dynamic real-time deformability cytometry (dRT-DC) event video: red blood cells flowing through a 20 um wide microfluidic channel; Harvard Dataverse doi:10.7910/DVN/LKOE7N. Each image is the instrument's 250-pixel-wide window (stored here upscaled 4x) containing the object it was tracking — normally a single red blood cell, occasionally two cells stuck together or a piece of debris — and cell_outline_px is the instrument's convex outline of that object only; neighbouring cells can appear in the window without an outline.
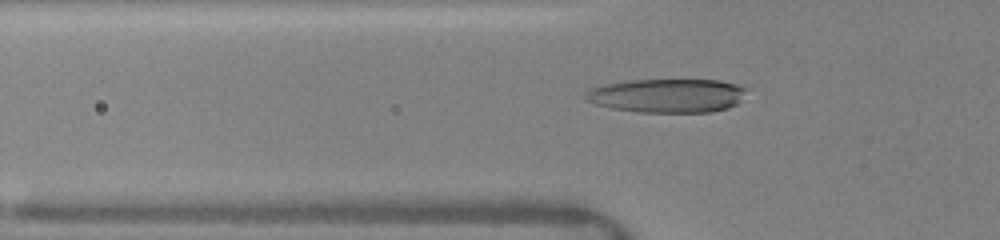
{"species": "human", "species_latin": "Homo sapiens", "temperature_condition": "warm", "stored_images_in_passage": 12, "camera_frame_rate_fps": 3000, "um_per_image_px": 0.085, "donor": {"sex": "female"}, "frame": {"image": 1, "passage_image": 7, "time_ms": 3.0, "image_size_px": [1000, 240], "cell_outline_px": [[752, 88], [736, 104], [728, 108], [712, 112], [636, 112], [612, 108], [596, 104], [584, 100], [584, 92], [588, 88], [604, 84], [632, 80], [720, 80]], "centroid_in_image_um": [56.73, 8.12], "position_along_channel_um": 69.1, "area_um2": 32.19}}
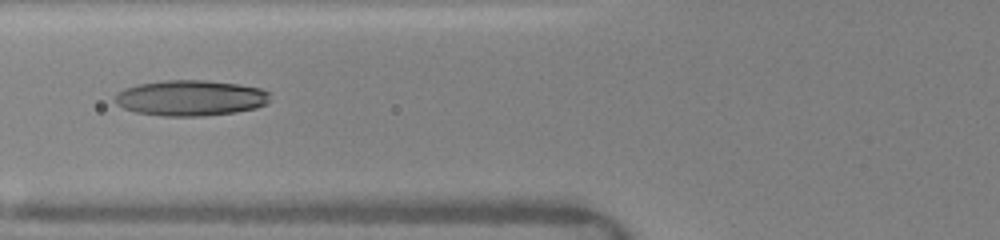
{"frame": {"image": 2, "passage_image": 9, "time_ms": 4.0, "image_size_px": [1000, 240], "cell_outline_px": [[268, 104], [256, 108], [236, 112], [204, 116], [164, 116], [136, 112], [124, 108], [116, 104], [112, 100], [116, 92], [124, 88], [136, 84], [164, 80], [208, 80], [240, 84], [260, 88], [268, 92]], "centroid_in_image_um": [16.16, 8.32], "position_along_channel_um": 109.6, "area_um2": 32.6}}
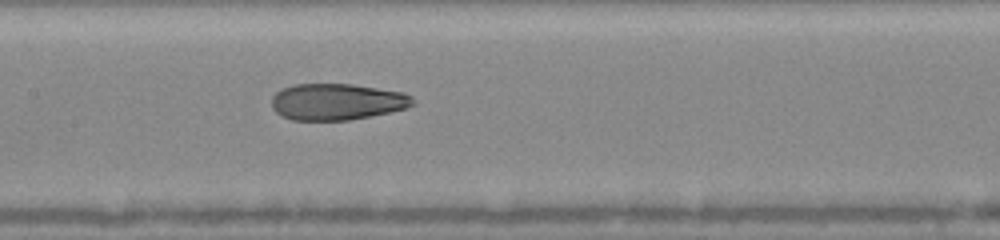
{"frame": {"image": 3, "passage_image": 12, "time_ms": 5.667, "image_size_px": [1000, 240], "cell_outline_px": [[416, 104], [408, 108], [348, 120], [292, 120], [276, 112], [272, 108], [272, 96], [280, 88], [292, 84], [352, 84], [404, 92], [412, 96], [416, 100]], "centroid_in_image_um": [28.65, 8.64], "position_along_channel_um": 178.7, "area_um2": 30.17}}